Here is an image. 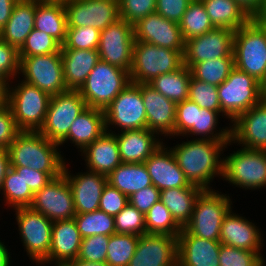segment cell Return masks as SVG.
Instances as JSON below:
<instances>
[{"label": "cell", "mask_w": 266, "mask_h": 266, "mask_svg": "<svg viewBox=\"0 0 266 266\" xmlns=\"http://www.w3.org/2000/svg\"><path fill=\"white\" fill-rule=\"evenodd\" d=\"M228 144L231 145V140L215 141L197 138L177 144L175 148L170 149L191 185L202 190H213L210 188V182L216 175L221 178L223 176L224 160L221 159L220 153Z\"/></svg>", "instance_id": "cell-1"}, {"label": "cell", "mask_w": 266, "mask_h": 266, "mask_svg": "<svg viewBox=\"0 0 266 266\" xmlns=\"http://www.w3.org/2000/svg\"><path fill=\"white\" fill-rule=\"evenodd\" d=\"M59 146L38 131H20L8 147L10 166L29 167L57 178L65 166V159L57 150Z\"/></svg>", "instance_id": "cell-2"}, {"label": "cell", "mask_w": 266, "mask_h": 266, "mask_svg": "<svg viewBox=\"0 0 266 266\" xmlns=\"http://www.w3.org/2000/svg\"><path fill=\"white\" fill-rule=\"evenodd\" d=\"M235 68L261 82L266 74V27L251 19L234 32Z\"/></svg>", "instance_id": "cell-3"}, {"label": "cell", "mask_w": 266, "mask_h": 266, "mask_svg": "<svg viewBox=\"0 0 266 266\" xmlns=\"http://www.w3.org/2000/svg\"><path fill=\"white\" fill-rule=\"evenodd\" d=\"M232 201L226 194L203 190L197 197L190 221L179 234H192L199 238L219 241L221 225L231 209Z\"/></svg>", "instance_id": "cell-4"}, {"label": "cell", "mask_w": 266, "mask_h": 266, "mask_svg": "<svg viewBox=\"0 0 266 266\" xmlns=\"http://www.w3.org/2000/svg\"><path fill=\"white\" fill-rule=\"evenodd\" d=\"M130 83L128 71L99 60L78 91L87 107L104 110Z\"/></svg>", "instance_id": "cell-5"}, {"label": "cell", "mask_w": 266, "mask_h": 266, "mask_svg": "<svg viewBox=\"0 0 266 266\" xmlns=\"http://www.w3.org/2000/svg\"><path fill=\"white\" fill-rule=\"evenodd\" d=\"M182 65L183 55L177 50L135 42L130 79L136 84H148L159 75L176 71Z\"/></svg>", "instance_id": "cell-6"}, {"label": "cell", "mask_w": 266, "mask_h": 266, "mask_svg": "<svg viewBox=\"0 0 266 266\" xmlns=\"http://www.w3.org/2000/svg\"><path fill=\"white\" fill-rule=\"evenodd\" d=\"M51 96L22 80L9 86L8 105L20 131H39L45 121Z\"/></svg>", "instance_id": "cell-7"}, {"label": "cell", "mask_w": 266, "mask_h": 266, "mask_svg": "<svg viewBox=\"0 0 266 266\" xmlns=\"http://www.w3.org/2000/svg\"><path fill=\"white\" fill-rule=\"evenodd\" d=\"M221 111L233 122L263 99L261 84L253 76L234 68L217 87Z\"/></svg>", "instance_id": "cell-8"}, {"label": "cell", "mask_w": 266, "mask_h": 266, "mask_svg": "<svg viewBox=\"0 0 266 266\" xmlns=\"http://www.w3.org/2000/svg\"><path fill=\"white\" fill-rule=\"evenodd\" d=\"M222 159L226 181L249 190L266 187V150L243 147Z\"/></svg>", "instance_id": "cell-9"}, {"label": "cell", "mask_w": 266, "mask_h": 266, "mask_svg": "<svg viewBox=\"0 0 266 266\" xmlns=\"http://www.w3.org/2000/svg\"><path fill=\"white\" fill-rule=\"evenodd\" d=\"M219 115L217 111L200 108L189 99L179 102L176 106L175 136L193 134L200 135L199 139L230 141V127L229 129L228 127L221 129L219 132L214 131L218 124Z\"/></svg>", "instance_id": "cell-10"}, {"label": "cell", "mask_w": 266, "mask_h": 266, "mask_svg": "<svg viewBox=\"0 0 266 266\" xmlns=\"http://www.w3.org/2000/svg\"><path fill=\"white\" fill-rule=\"evenodd\" d=\"M87 108L78 90H67L52 96L43 126L38 131L48 140L60 143L74 120Z\"/></svg>", "instance_id": "cell-11"}, {"label": "cell", "mask_w": 266, "mask_h": 266, "mask_svg": "<svg viewBox=\"0 0 266 266\" xmlns=\"http://www.w3.org/2000/svg\"><path fill=\"white\" fill-rule=\"evenodd\" d=\"M19 235L27 254L36 264L48 263L53 222L31 207L14 209ZM17 210V211H16Z\"/></svg>", "instance_id": "cell-12"}, {"label": "cell", "mask_w": 266, "mask_h": 266, "mask_svg": "<svg viewBox=\"0 0 266 266\" xmlns=\"http://www.w3.org/2000/svg\"><path fill=\"white\" fill-rule=\"evenodd\" d=\"M20 74L24 81L35 85L48 95L67 91L61 53L19 57Z\"/></svg>", "instance_id": "cell-13"}, {"label": "cell", "mask_w": 266, "mask_h": 266, "mask_svg": "<svg viewBox=\"0 0 266 266\" xmlns=\"http://www.w3.org/2000/svg\"><path fill=\"white\" fill-rule=\"evenodd\" d=\"M106 131L110 125L122 131L147 128L141 84L131 82L104 109Z\"/></svg>", "instance_id": "cell-14"}, {"label": "cell", "mask_w": 266, "mask_h": 266, "mask_svg": "<svg viewBox=\"0 0 266 266\" xmlns=\"http://www.w3.org/2000/svg\"><path fill=\"white\" fill-rule=\"evenodd\" d=\"M134 43V26L119 18L100 31L99 58L130 73Z\"/></svg>", "instance_id": "cell-15"}, {"label": "cell", "mask_w": 266, "mask_h": 266, "mask_svg": "<svg viewBox=\"0 0 266 266\" xmlns=\"http://www.w3.org/2000/svg\"><path fill=\"white\" fill-rule=\"evenodd\" d=\"M68 28L92 26L102 31L120 18L118 0H63Z\"/></svg>", "instance_id": "cell-16"}, {"label": "cell", "mask_w": 266, "mask_h": 266, "mask_svg": "<svg viewBox=\"0 0 266 266\" xmlns=\"http://www.w3.org/2000/svg\"><path fill=\"white\" fill-rule=\"evenodd\" d=\"M30 207L52 222L73 219L76 211L66 176L62 173L36 192Z\"/></svg>", "instance_id": "cell-17"}, {"label": "cell", "mask_w": 266, "mask_h": 266, "mask_svg": "<svg viewBox=\"0 0 266 266\" xmlns=\"http://www.w3.org/2000/svg\"><path fill=\"white\" fill-rule=\"evenodd\" d=\"M234 32L227 28H214L185 41L183 64L190 69L194 64L206 60L234 56Z\"/></svg>", "instance_id": "cell-18"}, {"label": "cell", "mask_w": 266, "mask_h": 266, "mask_svg": "<svg viewBox=\"0 0 266 266\" xmlns=\"http://www.w3.org/2000/svg\"><path fill=\"white\" fill-rule=\"evenodd\" d=\"M133 26L135 42H146L184 54L185 41L179 23L168 20L155 12L145 16Z\"/></svg>", "instance_id": "cell-19"}, {"label": "cell", "mask_w": 266, "mask_h": 266, "mask_svg": "<svg viewBox=\"0 0 266 266\" xmlns=\"http://www.w3.org/2000/svg\"><path fill=\"white\" fill-rule=\"evenodd\" d=\"M178 238L145 233L128 266H177Z\"/></svg>", "instance_id": "cell-20"}, {"label": "cell", "mask_w": 266, "mask_h": 266, "mask_svg": "<svg viewBox=\"0 0 266 266\" xmlns=\"http://www.w3.org/2000/svg\"><path fill=\"white\" fill-rule=\"evenodd\" d=\"M232 123V143L248 149L266 150V99L240 114Z\"/></svg>", "instance_id": "cell-21"}, {"label": "cell", "mask_w": 266, "mask_h": 266, "mask_svg": "<svg viewBox=\"0 0 266 266\" xmlns=\"http://www.w3.org/2000/svg\"><path fill=\"white\" fill-rule=\"evenodd\" d=\"M145 106L147 129L163 136H175V115L177 103L166 98L149 84H141Z\"/></svg>", "instance_id": "cell-22"}, {"label": "cell", "mask_w": 266, "mask_h": 266, "mask_svg": "<svg viewBox=\"0 0 266 266\" xmlns=\"http://www.w3.org/2000/svg\"><path fill=\"white\" fill-rule=\"evenodd\" d=\"M63 174L66 176L72 191L76 214L98 210L103 189L108 183L107 176L88 170L80 174L78 172L76 176L71 175L66 163Z\"/></svg>", "instance_id": "cell-23"}, {"label": "cell", "mask_w": 266, "mask_h": 266, "mask_svg": "<svg viewBox=\"0 0 266 266\" xmlns=\"http://www.w3.org/2000/svg\"><path fill=\"white\" fill-rule=\"evenodd\" d=\"M163 144L144 162L152 184L160 191L188 187L184 172L180 169L174 153Z\"/></svg>", "instance_id": "cell-24"}, {"label": "cell", "mask_w": 266, "mask_h": 266, "mask_svg": "<svg viewBox=\"0 0 266 266\" xmlns=\"http://www.w3.org/2000/svg\"><path fill=\"white\" fill-rule=\"evenodd\" d=\"M261 237L258 227L245 217L232 213L231 209L225 215L219 237L221 244L260 253Z\"/></svg>", "instance_id": "cell-25"}, {"label": "cell", "mask_w": 266, "mask_h": 266, "mask_svg": "<svg viewBox=\"0 0 266 266\" xmlns=\"http://www.w3.org/2000/svg\"><path fill=\"white\" fill-rule=\"evenodd\" d=\"M177 266H219L220 241L178 235Z\"/></svg>", "instance_id": "cell-26"}, {"label": "cell", "mask_w": 266, "mask_h": 266, "mask_svg": "<svg viewBox=\"0 0 266 266\" xmlns=\"http://www.w3.org/2000/svg\"><path fill=\"white\" fill-rule=\"evenodd\" d=\"M156 133L147 128L116 134L122 163H144L162 144Z\"/></svg>", "instance_id": "cell-27"}, {"label": "cell", "mask_w": 266, "mask_h": 266, "mask_svg": "<svg viewBox=\"0 0 266 266\" xmlns=\"http://www.w3.org/2000/svg\"><path fill=\"white\" fill-rule=\"evenodd\" d=\"M82 236L73 219L54 221L51 233V247L48 263H64L76 260Z\"/></svg>", "instance_id": "cell-28"}, {"label": "cell", "mask_w": 266, "mask_h": 266, "mask_svg": "<svg viewBox=\"0 0 266 266\" xmlns=\"http://www.w3.org/2000/svg\"><path fill=\"white\" fill-rule=\"evenodd\" d=\"M113 132L105 131L82 151L89 171L108 176L122 163L117 138Z\"/></svg>", "instance_id": "cell-29"}, {"label": "cell", "mask_w": 266, "mask_h": 266, "mask_svg": "<svg viewBox=\"0 0 266 266\" xmlns=\"http://www.w3.org/2000/svg\"><path fill=\"white\" fill-rule=\"evenodd\" d=\"M36 0H18L0 38L19 50L34 29Z\"/></svg>", "instance_id": "cell-30"}, {"label": "cell", "mask_w": 266, "mask_h": 266, "mask_svg": "<svg viewBox=\"0 0 266 266\" xmlns=\"http://www.w3.org/2000/svg\"><path fill=\"white\" fill-rule=\"evenodd\" d=\"M67 90H79L100 60L98 50L61 49Z\"/></svg>", "instance_id": "cell-31"}, {"label": "cell", "mask_w": 266, "mask_h": 266, "mask_svg": "<svg viewBox=\"0 0 266 266\" xmlns=\"http://www.w3.org/2000/svg\"><path fill=\"white\" fill-rule=\"evenodd\" d=\"M106 131L104 110L87 107L72 123L68 135L59 143L68 140L82 152Z\"/></svg>", "instance_id": "cell-32"}, {"label": "cell", "mask_w": 266, "mask_h": 266, "mask_svg": "<svg viewBox=\"0 0 266 266\" xmlns=\"http://www.w3.org/2000/svg\"><path fill=\"white\" fill-rule=\"evenodd\" d=\"M67 28L63 0H36L34 29L49 34L62 45Z\"/></svg>", "instance_id": "cell-33"}, {"label": "cell", "mask_w": 266, "mask_h": 266, "mask_svg": "<svg viewBox=\"0 0 266 266\" xmlns=\"http://www.w3.org/2000/svg\"><path fill=\"white\" fill-rule=\"evenodd\" d=\"M203 190L197 186L170 188L160 191V201L182 227L190 221L195 201Z\"/></svg>", "instance_id": "cell-34"}, {"label": "cell", "mask_w": 266, "mask_h": 266, "mask_svg": "<svg viewBox=\"0 0 266 266\" xmlns=\"http://www.w3.org/2000/svg\"><path fill=\"white\" fill-rule=\"evenodd\" d=\"M107 181L128 198L133 193L153 185L144 163H121L107 176Z\"/></svg>", "instance_id": "cell-35"}, {"label": "cell", "mask_w": 266, "mask_h": 266, "mask_svg": "<svg viewBox=\"0 0 266 266\" xmlns=\"http://www.w3.org/2000/svg\"><path fill=\"white\" fill-rule=\"evenodd\" d=\"M215 28L236 31L251 18L234 0H201Z\"/></svg>", "instance_id": "cell-36"}, {"label": "cell", "mask_w": 266, "mask_h": 266, "mask_svg": "<svg viewBox=\"0 0 266 266\" xmlns=\"http://www.w3.org/2000/svg\"><path fill=\"white\" fill-rule=\"evenodd\" d=\"M190 69L184 64L176 71L159 75L148 84L166 98L179 103L188 99Z\"/></svg>", "instance_id": "cell-37"}, {"label": "cell", "mask_w": 266, "mask_h": 266, "mask_svg": "<svg viewBox=\"0 0 266 266\" xmlns=\"http://www.w3.org/2000/svg\"><path fill=\"white\" fill-rule=\"evenodd\" d=\"M1 190L5 195V204L14 209L30 207L32 204L34 194L23 180V167L9 168Z\"/></svg>", "instance_id": "cell-38"}, {"label": "cell", "mask_w": 266, "mask_h": 266, "mask_svg": "<svg viewBox=\"0 0 266 266\" xmlns=\"http://www.w3.org/2000/svg\"><path fill=\"white\" fill-rule=\"evenodd\" d=\"M179 27L184 41L205 34L215 28L201 0H192L189 3L179 22Z\"/></svg>", "instance_id": "cell-39"}, {"label": "cell", "mask_w": 266, "mask_h": 266, "mask_svg": "<svg viewBox=\"0 0 266 266\" xmlns=\"http://www.w3.org/2000/svg\"><path fill=\"white\" fill-rule=\"evenodd\" d=\"M234 68V56H227L196 63L190 72L193 78L218 87Z\"/></svg>", "instance_id": "cell-40"}, {"label": "cell", "mask_w": 266, "mask_h": 266, "mask_svg": "<svg viewBox=\"0 0 266 266\" xmlns=\"http://www.w3.org/2000/svg\"><path fill=\"white\" fill-rule=\"evenodd\" d=\"M146 233L178 237L182 227L175 221L169 209L159 200L145 214Z\"/></svg>", "instance_id": "cell-41"}, {"label": "cell", "mask_w": 266, "mask_h": 266, "mask_svg": "<svg viewBox=\"0 0 266 266\" xmlns=\"http://www.w3.org/2000/svg\"><path fill=\"white\" fill-rule=\"evenodd\" d=\"M74 220L82 238L99 234L111 236L116 233L114 216L99 209L94 212L76 214Z\"/></svg>", "instance_id": "cell-42"}, {"label": "cell", "mask_w": 266, "mask_h": 266, "mask_svg": "<svg viewBox=\"0 0 266 266\" xmlns=\"http://www.w3.org/2000/svg\"><path fill=\"white\" fill-rule=\"evenodd\" d=\"M139 236L112 234L109 236L106 263L108 266H128L133 257Z\"/></svg>", "instance_id": "cell-43"}, {"label": "cell", "mask_w": 266, "mask_h": 266, "mask_svg": "<svg viewBox=\"0 0 266 266\" xmlns=\"http://www.w3.org/2000/svg\"><path fill=\"white\" fill-rule=\"evenodd\" d=\"M61 44L49 34L33 29L18 50L19 57L61 53Z\"/></svg>", "instance_id": "cell-44"}, {"label": "cell", "mask_w": 266, "mask_h": 266, "mask_svg": "<svg viewBox=\"0 0 266 266\" xmlns=\"http://www.w3.org/2000/svg\"><path fill=\"white\" fill-rule=\"evenodd\" d=\"M188 99L195 102L200 108L212 111H221L220 100L218 96L217 86L199 81L191 76L189 83Z\"/></svg>", "instance_id": "cell-45"}, {"label": "cell", "mask_w": 266, "mask_h": 266, "mask_svg": "<svg viewBox=\"0 0 266 266\" xmlns=\"http://www.w3.org/2000/svg\"><path fill=\"white\" fill-rule=\"evenodd\" d=\"M116 234H133L142 236L146 233L145 215L129 202L114 217Z\"/></svg>", "instance_id": "cell-46"}, {"label": "cell", "mask_w": 266, "mask_h": 266, "mask_svg": "<svg viewBox=\"0 0 266 266\" xmlns=\"http://www.w3.org/2000/svg\"><path fill=\"white\" fill-rule=\"evenodd\" d=\"M219 266H265L261 253L221 244Z\"/></svg>", "instance_id": "cell-47"}, {"label": "cell", "mask_w": 266, "mask_h": 266, "mask_svg": "<svg viewBox=\"0 0 266 266\" xmlns=\"http://www.w3.org/2000/svg\"><path fill=\"white\" fill-rule=\"evenodd\" d=\"M99 39L100 31L92 26L67 28L61 49L97 50Z\"/></svg>", "instance_id": "cell-48"}, {"label": "cell", "mask_w": 266, "mask_h": 266, "mask_svg": "<svg viewBox=\"0 0 266 266\" xmlns=\"http://www.w3.org/2000/svg\"><path fill=\"white\" fill-rule=\"evenodd\" d=\"M109 236L99 234L83 238L77 259L88 262H106Z\"/></svg>", "instance_id": "cell-49"}, {"label": "cell", "mask_w": 266, "mask_h": 266, "mask_svg": "<svg viewBox=\"0 0 266 266\" xmlns=\"http://www.w3.org/2000/svg\"><path fill=\"white\" fill-rule=\"evenodd\" d=\"M120 18L129 24H136L152 13H155L156 0H118Z\"/></svg>", "instance_id": "cell-50"}, {"label": "cell", "mask_w": 266, "mask_h": 266, "mask_svg": "<svg viewBox=\"0 0 266 266\" xmlns=\"http://www.w3.org/2000/svg\"><path fill=\"white\" fill-rule=\"evenodd\" d=\"M19 71L20 59L18 50L0 38V78L10 81L17 74H20Z\"/></svg>", "instance_id": "cell-51"}, {"label": "cell", "mask_w": 266, "mask_h": 266, "mask_svg": "<svg viewBox=\"0 0 266 266\" xmlns=\"http://www.w3.org/2000/svg\"><path fill=\"white\" fill-rule=\"evenodd\" d=\"M128 203V197L107 183L100 198L99 210L116 216Z\"/></svg>", "instance_id": "cell-52"}, {"label": "cell", "mask_w": 266, "mask_h": 266, "mask_svg": "<svg viewBox=\"0 0 266 266\" xmlns=\"http://www.w3.org/2000/svg\"><path fill=\"white\" fill-rule=\"evenodd\" d=\"M19 132L10 106L0 108V149H8Z\"/></svg>", "instance_id": "cell-53"}, {"label": "cell", "mask_w": 266, "mask_h": 266, "mask_svg": "<svg viewBox=\"0 0 266 266\" xmlns=\"http://www.w3.org/2000/svg\"><path fill=\"white\" fill-rule=\"evenodd\" d=\"M192 0H156L155 12L162 17L179 23Z\"/></svg>", "instance_id": "cell-54"}, {"label": "cell", "mask_w": 266, "mask_h": 266, "mask_svg": "<svg viewBox=\"0 0 266 266\" xmlns=\"http://www.w3.org/2000/svg\"><path fill=\"white\" fill-rule=\"evenodd\" d=\"M160 200V190L154 185L145 187L135 193L129 198L128 202L137 208L144 215L148 210Z\"/></svg>", "instance_id": "cell-55"}, {"label": "cell", "mask_w": 266, "mask_h": 266, "mask_svg": "<svg viewBox=\"0 0 266 266\" xmlns=\"http://www.w3.org/2000/svg\"><path fill=\"white\" fill-rule=\"evenodd\" d=\"M23 180L31 192L35 194L45 187L52 178L45 172L33 170L29 167H23Z\"/></svg>", "instance_id": "cell-56"}, {"label": "cell", "mask_w": 266, "mask_h": 266, "mask_svg": "<svg viewBox=\"0 0 266 266\" xmlns=\"http://www.w3.org/2000/svg\"><path fill=\"white\" fill-rule=\"evenodd\" d=\"M253 19L260 11L263 0H234Z\"/></svg>", "instance_id": "cell-57"}, {"label": "cell", "mask_w": 266, "mask_h": 266, "mask_svg": "<svg viewBox=\"0 0 266 266\" xmlns=\"http://www.w3.org/2000/svg\"><path fill=\"white\" fill-rule=\"evenodd\" d=\"M17 1L18 0H0V31L8 22Z\"/></svg>", "instance_id": "cell-58"}, {"label": "cell", "mask_w": 266, "mask_h": 266, "mask_svg": "<svg viewBox=\"0 0 266 266\" xmlns=\"http://www.w3.org/2000/svg\"><path fill=\"white\" fill-rule=\"evenodd\" d=\"M10 167V156L8 149H0V191L2 189L7 171Z\"/></svg>", "instance_id": "cell-59"}, {"label": "cell", "mask_w": 266, "mask_h": 266, "mask_svg": "<svg viewBox=\"0 0 266 266\" xmlns=\"http://www.w3.org/2000/svg\"><path fill=\"white\" fill-rule=\"evenodd\" d=\"M9 85L8 80L0 78V108L8 105Z\"/></svg>", "instance_id": "cell-60"}, {"label": "cell", "mask_w": 266, "mask_h": 266, "mask_svg": "<svg viewBox=\"0 0 266 266\" xmlns=\"http://www.w3.org/2000/svg\"><path fill=\"white\" fill-rule=\"evenodd\" d=\"M10 253L0 240V266H10Z\"/></svg>", "instance_id": "cell-61"}, {"label": "cell", "mask_w": 266, "mask_h": 266, "mask_svg": "<svg viewBox=\"0 0 266 266\" xmlns=\"http://www.w3.org/2000/svg\"><path fill=\"white\" fill-rule=\"evenodd\" d=\"M253 20L263 27H266V0H263L260 11L255 15Z\"/></svg>", "instance_id": "cell-62"}, {"label": "cell", "mask_w": 266, "mask_h": 266, "mask_svg": "<svg viewBox=\"0 0 266 266\" xmlns=\"http://www.w3.org/2000/svg\"><path fill=\"white\" fill-rule=\"evenodd\" d=\"M72 266H108L106 262H88L83 260H73L69 262Z\"/></svg>", "instance_id": "cell-63"}, {"label": "cell", "mask_w": 266, "mask_h": 266, "mask_svg": "<svg viewBox=\"0 0 266 266\" xmlns=\"http://www.w3.org/2000/svg\"><path fill=\"white\" fill-rule=\"evenodd\" d=\"M260 84H261L262 95H263L264 99H266V74H265L263 80L260 82Z\"/></svg>", "instance_id": "cell-64"}, {"label": "cell", "mask_w": 266, "mask_h": 266, "mask_svg": "<svg viewBox=\"0 0 266 266\" xmlns=\"http://www.w3.org/2000/svg\"><path fill=\"white\" fill-rule=\"evenodd\" d=\"M55 266H72L69 262H64V263H54Z\"/></svg>", "instance_id": "cell-65"}]
</instances>
